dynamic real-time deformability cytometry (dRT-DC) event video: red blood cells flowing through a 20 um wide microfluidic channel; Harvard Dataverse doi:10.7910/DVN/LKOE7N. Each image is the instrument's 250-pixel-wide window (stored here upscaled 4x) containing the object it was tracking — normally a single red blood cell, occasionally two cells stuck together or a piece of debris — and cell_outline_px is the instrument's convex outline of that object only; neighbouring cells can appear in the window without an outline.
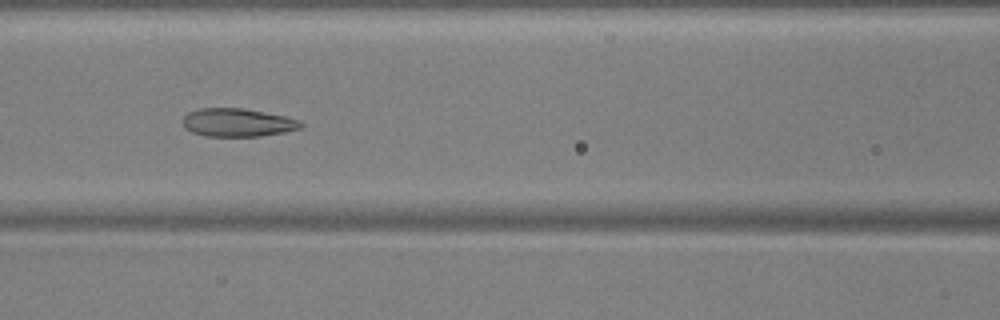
{"species": "common noctule bat (a hibernating species)", "species_latin": "Nyctalus noctula", "temperature_condition": "warm", "stored_images_in_passage": 53, "camera_frame_rate_fps": 3000, "um_per_image_px": 0.085, "animal": {"sex": "male", "body_mass_g": 17.9, "forearm_length_mm": 54.2}, "frame": {"image": 1, "passage_image": 24, "time_ms": 7.667, "image_size_px": [1000, 320], "cell_outline_px": [[304, 124], [300, 128], [284, 132], [260, 136], [204, 136], [192, 132], [184, 128], [184, 116], [188, 112], [200, 108], [244, 108], [284, 116], [300, 120]], "centroid_in_image_um": [20.19, 10.41], "position_along_channel_um": 146.4, "area_um2": 19.36}}
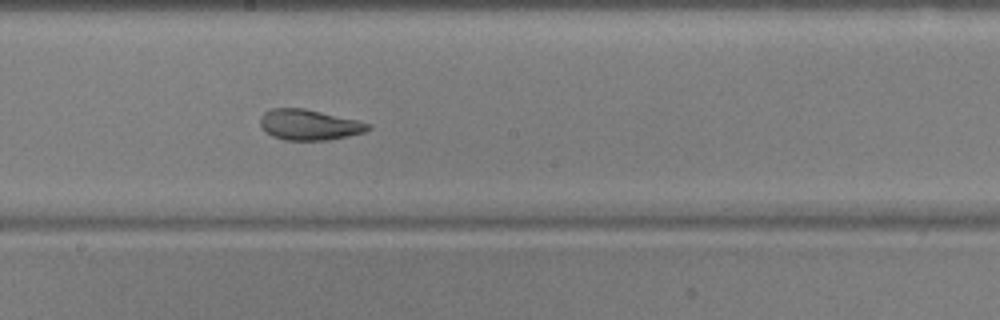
{"frame": {"image": 2, "passage_image": 30, "time_ms": 9.667, "image_size_px": [1000, 320], "cell_outline_px": [[372, 128], [364, 132], [348, 136], [328, 140], [284, 140], [272, 136], [260, 124], [260, 116], [264, 112], [272, 108], [304, 108], [356, 120], [372, 124]], "centroid_in_image_um": [26.29, 10.6], "position_along_channel_um": 221.9, "area_um2": 19.13}}
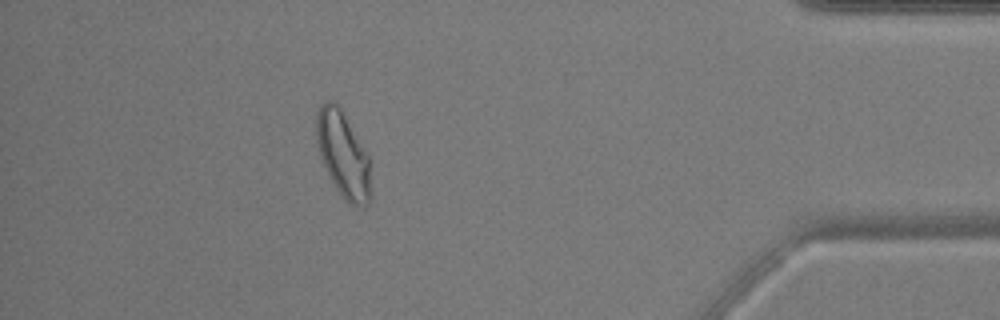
{"frame": {"image": 3, "passage_image": 48, "time_ms": 15.667, "image_size_px": [1000, 320], "cell_outline_px": [[372, 196], [368, 204], [348, 204], [336, 188], [320, 156], [316, 140], [316, 112], [320, 104], [324, 100], [332, 100], [340, 108], [368, 152]], "centroid_in_image_um": [29.17, 13.1], "position_along_channel_um": 406.0, "area_um2": 27.22}, "authors_computed_cell_mechanics": {"area_um2": 22.6576, "velocity_mm_per_s": 3.7883, "shape_relaxation_time_tau1_ms": null, "shape_relaxation_time_tau2_ms": 1.1581, "deformation_change_tau1": null, "deformation_change_tau2": 0.0798}}